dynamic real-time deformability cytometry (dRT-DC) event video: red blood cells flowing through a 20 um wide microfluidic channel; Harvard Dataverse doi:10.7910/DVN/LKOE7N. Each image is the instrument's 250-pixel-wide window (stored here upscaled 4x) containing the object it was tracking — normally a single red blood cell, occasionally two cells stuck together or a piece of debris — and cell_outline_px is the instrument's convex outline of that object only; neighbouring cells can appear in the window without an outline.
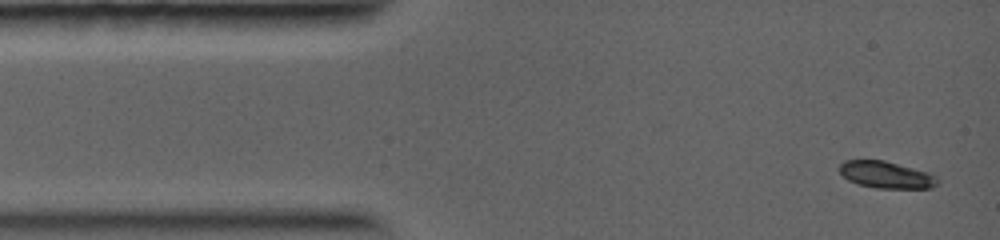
{"species": "common noctule bat (a hibernating species)", "species_latin": "Nyctalus noctula", "temperature_condition": "warm", "stored_images_in_passage": 18, "camera_frame_rate_fps": 5000, "um_per_image_px": 0.085, "animal": {"sex": "female", "body_mass_g": 19.0, "forearm_length_mm": 56.7}, "frame": {"image": 1, "passage_image": 1, "time_ms": 0.0, "image_size_px": [1000, 240], "cell_outline_px": [[940, 180], [932, 188], [876, 188], [860, 184], [848, 180], [840, 172], [840, 164], [844, 160], [884, 160], [932, 172]], "centroid_in_image_um": [75.39, 14.85], "position_along_channel_um": 9.6, "area_um2": 15.49}}
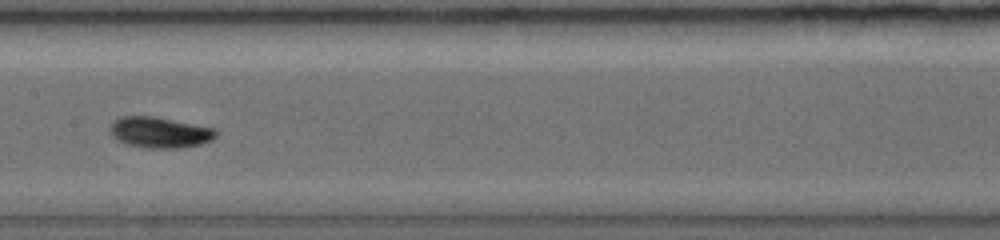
{"frame": {"image": 2, "passage_image": 9, "time_ms": 5.2, "image_size_px": [1000, 240], "cell_outline_px": [[216, 136], [212, 140], [200, 144], [176, 148], [148, 148], [128, 144], [116, 140], [112, 136], [108, 128], [120, 116], [156, 116], [216, 128]], "centroid_in_image_um": [13.57, 11.24], "position_along_channel_um": 193.8, "area_um2": 19.13}}
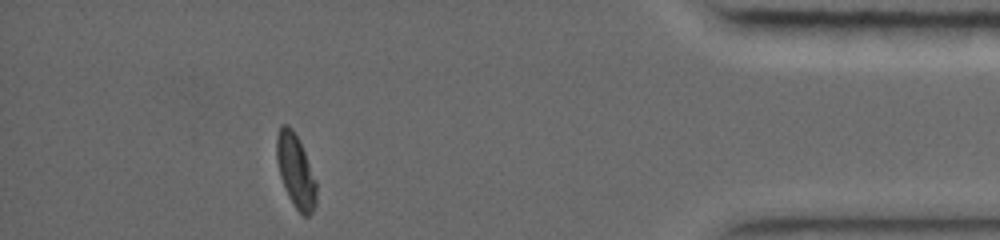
{"frame": {"image": 3, "passage_image": 18, "time_ms": 10.6, "image_size_px": [1000, 240], "cell_outline_px": [[316, 204], [312, 212], [308, 216], [304, 216], [296, 208], [288, 196], [284, 188], [280, 176], [276, 160], [276, 136], [280, 124], [288, 124], [292, 128], [304, 152], [316, 180]], "centroid_in_image_um": [25.11, 14.52], "position_along_channel_um": 410.1, "area_um2": 16.94}}